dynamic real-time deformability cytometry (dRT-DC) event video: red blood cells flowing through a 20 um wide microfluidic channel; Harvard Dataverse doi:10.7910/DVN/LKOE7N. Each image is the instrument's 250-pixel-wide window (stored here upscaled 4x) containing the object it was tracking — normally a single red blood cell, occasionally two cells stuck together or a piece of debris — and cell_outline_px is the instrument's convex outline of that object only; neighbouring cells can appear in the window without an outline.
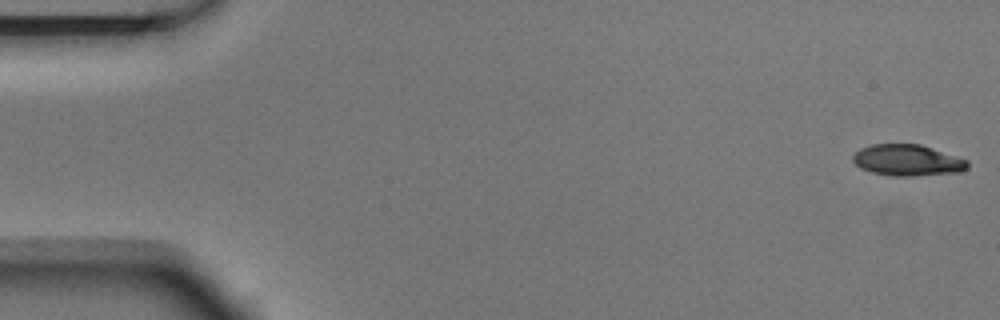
{"species": "Egyptian fruit bat (a non-hibernating species)", "species_latin": "Rousettus aegyptiacus", "temperature_condition": "room temperature", "stored_images_in_passage": 6, "camera_frame_rate_fps": 3000, "um_per_image_px": 0.085, "animal": {"sex": "male"}, "frame": {"image": 1, "passage_image": 1, "time_ms": 0.0, "image_size_px": [1000, 320], "cell_outline_px": [[968, 168], [960, 172], [912, 176], [892, 176], [872, 172], [860, 168], [852, 160], [852, 156], [860, 148], [872, 144], [920, 144], [968, 160]], "centroid_in_image_um": [77.12, 13.62], "position_along_channel_um": 7.9, "area_um2": 20.87}}